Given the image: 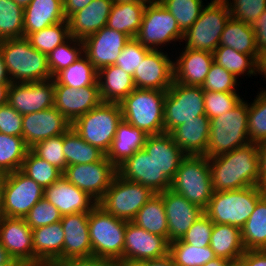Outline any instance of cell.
Returning <instances> with one entry per match:
<instances>
[{
	"instance_id": "6da1fadb",
	"label": "cell",
	"mask_w": 266,
	"mask_h": 266,
	"mask_svg": "<svg viewBox=\"0 0 266 266\" xmlns=\"http://www.w3.org/2000/svg\"><path fill=\"white\" fill-rule=\"evenodd\" d=\"M214 192L260 186L258 145L249 143L228 153L208 158Z\"/></svg>"
},
{
	"instance_id": "7a4b0ae2",
	"label": "cell",
	"mask_w": 266,
	"mask_h": 266,
	"mask_svg": "<svg viewBox=\"0 0 266 266\" xmlns=\"http://www.w3.org/2000/svg\"><path fill=\"white\" fill-rule=\"evenodd\" d=\"M0 48L12 83L40 82L53 78L47 55L32 47L26 37L1 40Z\"/></svg>"
},
{
	"instance_id": "3957f363",
	"label": "cell",
	"mask_w": 266,
	"mask_h": 266,
	"mask_svg": "<svg viewBox=\"0 0 266 266\" xmlns=\"http://www.w3.org/2000/svg\"><path fill=\"white\" fill-rule=\"evenodd\" d=\"M248 101L244 98L230 111L210 119L206 156L216 157L250 143Z\"/></svg>"
},
{
	"instance_id": "277c9868",
	"label": "cell",
	"mask_w": 266,
	"mask_h": 266,
	"mask_svg": "<svg viewBox=\"0 0 266 266\" xmlns=\"http://www.w3.org/2000/svg\"><path fill=\"white\" fill-rule=\"evenodd\" d=\"M167 90L135 88L119 104L123 120L147 135L164 133V99Z\"/></svg>"
},
{
	"instance_id": "5b68a950",
	"label": "cell",
	"mask_w": 266,
	"mask_h": 266,
	"mask_svg": "<svg viewBox=\"0 0 266 266\" xmlns=\"http://www.w3.org/2000/svg\"><path fill=\"white\" fill-rule=\"evenodd\" d=\"M126 224V220L110 215L97 204L89 212L88 218L92 256L112 260L123 266Z\"/></svg>"
},
{
	"instance_id": "8992f818",
	"label": "cell",
	"mask_w": 266,
	"mask_h": 266,
	"mask_svg": "<svg viewBox=\"0 0 266 266\" xmlns=\"http://www.w3.org/2000/svg\"><path fill=\"white\" fill-rule=\"evenodd\" d=\"M263 195L262 186L213 192L204 213L213 223L228 224L241 229Z\"/></svg>"
},
{
	"instance_id": "52a82bcc",
	"label": "cell",
	"mask_w": 266,
	"mask_h": 266,
	"mask_svg": "<svg viewBox=\"0 0 266 266\" xmlns=\"http://www.w3.org/2000/svg\"><path fill=\"white\" fill-rule=\"evenodd\" d=\"M122 120V110L119 103L101 102L86 114L78 117L72 123L71 128L84 141L106 155Z\"/></svg>"
},
{
	"instance_id": "ba28073f",
	"label": "cell",
	"mask_w": 266,
	"mask_h": 266,
	"mask_svg": "<svg viewBox=\"0 0 266 266\" xmlns=\"http://www.w3.org/2000/svg\"><path fill=\"white\" fill-rule=\"evenodd\" d=\"M170 189L205 210L214 192L208 157L186 155L171 180Z\"/></svg>"
},
{
	"instance_id": "9c48e42d",
	"label": "cell",
	"mask_w": 266,
	"mask_h": 266,
	"mask_svg": "<svg viewBox=\"0 0 266 266\" xmlns=\"http://www.w3.org/2000/svg\"><path fill=\"white\" fill-rule=\"evenodd\" d=\"M201 10L199 18L184 33L183 47L213 53L219 46L221 34L230 18L224 0H210ZM185 44V45H184Z\"/></svg>"
},
{
	"instance_id": "30bf717a",
	"label": "cell",
	"mask_w": 266,
	"mask_h": 266,
	"mask_svg": "<svg viewBox=\"0 0 266 266\" xmlns=\"http://www.w3.org/2000/svg\"><path fill=\"white\" fill-rule=\"evenodd\" d=\"M183 37L176 19L158 0L146 5L140 30L135 37L143 46L151 50H166L165 47L170 44L176 46V41L181 46Z\"/></svg>"
},
{
	"instance_id": "8fae6325",
	"label": "cell",
	"mask_w": 266,
	"mask_h": 266,
	"mask_svg": "<svg viewBox=\"0 0 266 266\" xmlns=\"http://www.w3.org/2000/svg\"><path fill=\"white\" fill-rule=\"evenodd\" d=\"M44 189L21 170L4 174L1 184L0 216L25 218L43 198Z\"/></svg>"
},
{
	"instance_id": "7c38bea8",
	"label": "cell",
	"mask_w": 266,
	"mask_h": 266,
	"mask_svg": "<svg viewBox=\"0 0 266 266\" xmlns=\"http://www.w3.org/2000/svg\"><path fill=\"white\" fill-rule=\"evenodd\" d=\"M155 194L149 187L123 179L117 174L97 204L114 217L132 221Z\"/></svg>"
},
{
	"instance_id": "4fadbf2b",
	"label": "cell",
	"mask_w": 266,
	"mask_h": 266,
	"mask_svg": "<svg viewBox=\"0 0 266 266\" xmlns=\"http://www.w3.org/2000/svg\"><path fill=\"white\" fill-rule=\"evenodd\" d=\"M200 115H205L202 87L173 81L164 99V133Z\"/></svg>"
},
{
	"instance_id": "5bb4252c",
	"label": "cell",
	"mask_w": 266,
	"mask_h": 266,
	"mask_svg": "<svg viewBox=\"0 0 266 266\" xmlns=\"http://www.w3.org/2000/svg\"><path fill=\"white\" fill-rule=\"evenodd\" d=\"M117 174V167L105 155L98 162L69 165L62 176L98 202Z\"/></svg>"
},
{
	"instance_id": "9a60e30c",
	"label": "cell",
	"mask_w": 266,
	"mask_h": 266,
	"mask_svg": "<svg viewBox=\"0 0 266 266\" xmlns=\"http://www.w3.org/2000/svg\"><path fill=\"white\" fill-rule=\"evenodd\" d=\"M169 241L127 221L123 247V266L163 257L169 253Z\"/></svg>"
},
{
	"instance_id": "2e32d148",
	"label": "cell",
	"mask_w": 266,
	"mask_h": 266,
	"mask_svg": "<svg viewBox=\"0 0 266 266\" xmlns=\"http://www.w3.org/2000/svg\"><path fill=\"white\" fill-rule=\"evenodd\" d=\"M7 103L22 115L54 107V79L11 83Z\"/></svg>"
},
{
	"instance_id": "e0dca14e",
	"label": "cell",
	"mask_w": 266,
	"mask_h": 266,
	"mask_svg": "<svg viewBox=\"0 0 266 266\" xmlns=\"http://www.w3.org/2000/svg\"><path fill=\"white\" fill-rule=\"evenodd\" d=\"M169 54L165 50H151L133 74L135 87L168 90L174 81V57Z\"/></svg>"
},
{
	"instance_id": "ac0fdd59",
	"label": "cell",
	"mask_w": 266,
	"mask_h": 266,
	"mask_svg": "<svg viewBox=\"0 0 266 266\" xmlns=\"http://www.w3.org/2000/svg\"><path fill=\"white\" fill-rule=\"evenodd\" d=\"M130 39L126 34L104 26L82 40L84 55L99 71L102 67L115 65L116 59Z\"/></svg>"
},
{
	"instance_id": "d6986e66",
	"label": "cell",
	"mask_w": 266,
	"mask_h": 266,
	"mask_svg": "<svg viewBox=\"0 0 266 266\" xmlns=\"http://www.w3.org/2000/svg\"><path fill=\"white\" fill-rule=\"evenodd\" d=\"M118 175L131 182L149 187L158 194L170 189L171 180L158 169L144 149L136 151L117 167Z\"/></svg>"
},
{
	"instance_id": "ffe728a7",
	"label": "cell",
	"mask_w": 266,
	"mask_h": 266,
	"mask_svg": "<svg viewBox=\"0 0 266 266\" xmlns=\"http://www.w3.org/2000/svg\"><path fill=\"white\" fill-rule=\"evenodd\" d=\"M0 243L22 266L34 262L32 229L24 218L0 216Z\"/></svg>"
},
{
	"instance_id": "44dd1931",
	"label": "cell",
	"mask_w": 266,
	"mask_h": 266,
	"mask_svg": "<svg viewBox=\"0 0 266 266\" xmlns=\"http://www.w3.org/2000/svg\"><path fill=\"white\" fill-rule=\"evenodd\" d=\"M102 102L99 85L79 89L54 84V107L72 124Z\"/></svg>"
},
{
	"instance_id": "7402d4cb",
	"label": "cell",
	"mask_w": 266,
	"mask_h": 266,
	"mask_svg": "<svg viewBox=\"0 0 266 266\" xmlns=\"http://www.w3.org/2000/svg\"><path fill=\"white\" fill-rule=\"evenodd\" d=\"M71 123L55 108L23 115L22 137L30 149L35 144L54 136L63 135Z\"/></svg>"
},
{
	"instance_id": "603a6c76",
	"label": "cell",
	"mask_w": 266,
	"mask_h": 266,
	"mask_svg": "<svg viewBox=\"0 0 266 266\" xmlns=\"http://www.w3.org/2000/svg\"><path fill=\"white\" fill-rule=\"evenodd\" d=\"M158 194L162 197L168 221V241L181 239L192 224L204 214V210L171 189Z\"/></svg>"
},
{
	"instance_id": "cb8c5ba5",
	"label": "cell",
	"mask_w": 266,
	"mask_h": 266,
	"mask_svg": "<svg viewBox=\"0 0 266 266\" xmlns=\"http://www.w3.org/2000/svg\"><path fill=\"white\" fill-rule=\"evenodd\" d=\"M43 197L52 203L62 216L89 213L97 205V201L88 193L68 182L63 176L44 188Z\"/></svg>"
},
{
	"instance_id": "d4e9b609",
	"label": "cell",
	"mask_w": 266,
	"mask_h": 266,
	"mask_svg": "<svg viewBox=\"0 0 266 266\" xmlns=\"http://www.w3.org/2000/svg\"><path fill=\"white\" fill-rule=\"evenodd\" d=\"M173 59L174 81L183 85L202 86L214 62L213 53L208 51L178 48Z\"/></svg>"
},
{
	"instance_id": "484cf974",
	"label": "cell",
	"mask_w": 266,
	"mask_h": 266,
	"mask_svg": "<svg viewBox=\"0 0 266 266\" xmlns=\"http://www.w3.org/2000/svg\"><path fill=\"white\" fill-rule=\"evenodd\" d=\"M89 213H75L62 216L64 231L63 259L92 256L88 229Z\"/></svg>"
},
{
	"instance_id": "4316f807",
	"label": "cell",
	"mask_w": 266,
	"mask_h": 266,
	"mask_svg": "<svg viewBox=\"0 0 266 266\" xmlns=\"http://www.w3.org/2000/svg\"><path fill=\"white\" fill-rule=\"evenodd\" d=\"M113 0H93L69 19V35L83 40L107 25Z\"/></svg>"
},
{
	"instance_id": "83f0119b",
	"label": "cell",
	"mask_w": 266,
	"mask_h": 266,
	"mask_svg": "<svg viewBox=\"0 0 266 266\" xmlns=\"http://www.w3.org/2000/svg\"><path fill=\"white\" fill-rule=\"evenodd\" d=\"M210 132V119L206 115L187 121L169 134L186 155H205Z\"/></svg>"
},
{
	"instance_id": "f1b7e54d",
	"label": "cell",
	"mask_w": 266,
	"mask_h": 266,
	"mask_svg": "<svg viewBox=\"0 0 266 266\" xmlns=\"http://www.w3.org/2000/svg\"><path fill=\"white\" fill-rule=\"evenodd\" d=\"M143 149L170 180L174 178L182 159L186 156L169 133L148 135Z\"/></svg>"
},
{
	"instance_id": "f546056e",
	"label": "cell",
	"mask_w": 266,
	"mask_h": 266,
	"mask_svg": "<svg viewBox=\"0 0 266 266\" xmlns=\"http://www.w3.org/2000/svg\"><path fill=\"white\" fill-rule=\"evenodd\" d=\"M65 20L63 0H33L24 8V37Z\"/></svg>"
},
{
	"instance_id": "4dcf8cb0",
	"label": "cell",
	"mask_w": 266,
	"mask_h": 266,
	"mask_svg": "<svg viewBox=\"0 0 266 266\" xmlns=\"http://www.w3.org/2000/svg\"><path fill=\"white\" fill-rule=\"evenodd\" d=\"M97 82L102 102L120 103L136 88L133 76L117 65L102 67Z\"/></svg>"
},
{
	"instance_id": "1f68e13d",
	"label": "cell",
	"mask_w": 266,
	"mask_h": 266,
	"mask_svg": "<svg viewBox=\"0 0 266 266\" xmlns=\"http://www.w3.org/2000/svg\"><path fill=\"white\" fill-rule=\"evenodd\" d=\"M34 262L63 259L64 231L61 222L32 230Z\"/></svg>"
},
{
	"instance_id": "d6a6232c",
	"label": "cell",
	"mask_w": 266,
	"mask_h": 266,
	"mask_svg": "<svg viewBox=\"0 0 266 266\" xmlns=\"http://www.w3.org/2000/svg\"><path fill=\"white\" fill-rule=\"evenodd\" d=\"M147 136L141 129L122 120L106 157L118 167L136 151L143 149Z\"/></svg>"
},
{
	"instance_id": "836d02e7",
	"label": "cell",
	"mask_w": 266,
	"mask_h": 266,
	"mask_svg": "<svg viewBox=\"0 0 266 266\" xmlns=\"http://www.w3.org/2000/svg\"><path fill=\"white\" fill-rule=\"evenodd\" d=\"M209 246L216 257L229 261L240 259L245 252L241 229L228 224L214 223Z\"/></svg>"
},
{
	"instance_id": "e575fe53",
	"label": "cell",
	"mask_w": 266,
	"mask_h": 266,
	"mask_svg": "<svg viewBox=\"0 0 266 266\" xmlns=\"http://www.w3.org/2000/svg\"><path fill=\"white\" fill-rule=\"evenodd\" d=\"M147 4L149 3L114 2L106 26L126 34L131 39L135 38L140 30Z\"/></svg>"
},
{
	"instance_id": "d590c367",
	"label": "cell",
	"mask_w": 266,
	"mask_h": 266,
	"mask_svg": "<svg viewBox=\"0 0 266 266\" xmlns=\"http://www.w3.org/2000/svg\"><path fill=\"white\" fill-rule=\"evenodd\" d=\"M219 46L231 47L240 53L252 55L259 61L253 28L243 21L229 18L221 34Z\"/></svg>"
},
{
	"instance_id": "8d00e7d4",
	"label": "cell",
	"mask_w": 266,
	"mask_h": 266,
	"mask_svg": "<svg viewBox=\"0 0 266 266\" xmlns=\"http://www.w3.org/2000/svg\"><path fill=\"white\" fill-rule=\"evenodd\" d=\"M245 250L266 249V195L258 201L254 211L241 228Z\"/></svg>"
},
{
	"instance_id": "74e56055",
	"label": "cell",
	"mask_w": 266,
	"mask_h": 266,
	"mask_svg": "<svg viewBox=\"0 0 266 266\" xmlns=\"http://www.w3.org/2000/svg\"><path fill=\"white\" fill-rule=\"evenodd\" d=\"M214 62L219 64L237 79L242 76H257L258 61L248 54L235 51L231 47L218 46L213 52Z\"/></svg>"
},
{
	"instance_id": "f35d334b",
	"label": "cell",
	"mask_w": 266,
	"mask_h": 266,
	"mask_svg": "<svg viewBox=\"0 0 266 266\" xmlns=\"http://www.w3.org/2000/svg\"><path fill=\"white\" fill-rule=\"evenodd\" d=\"M132 222L146 231L163 236L168 240V221L163 200L159 194H155L145 203Z\"/></svg>"
},
{
	"instance_id": "ab89813d",
	"label": "cell",
	"mask_w": 266,
	"mask_h": 266,
	"mask_svg": "<svg viewBox=\"0 0 266 266\" xmlns=\"http://www.w3.org/2000/svg\"><path fill=\"white\" fill-rule=\"evenodd\" d=\"M53 79L54 84L79 89L86 86L98 85V70L83 55L69 67L58 72Z\"/></svg>"
},
{
	"instance_id": "60d3db41",
	"label": "cell",
	"mask_w": 266,
	"mask_h": 266,
	"mask_svg": "<svg viewBox=\"0 0 266 266\" xmlns=\"http://www.w3.org/2000/svg\"><path fill=\"white\" fill-rule=\"evenodd\" d=\"M63 151L67 166L100 161L105 154L84 141L72 128L64 133Z\"/></svg>"
},
{
	"instance_id": "b9f144b4",
	"label": "cell",
	"mask_w": 266,
	"mask_h": 266,
	"mask_svg": "<svg viewBox=\"0 0 266 266\" xmlns=\"http://www.w3.org/2000/svg\"><path fill=\"white\" fill-rule=\"evenodd\" d=\"M28 150L23 137L0 133V172L20 170Z\"/></svg>"
},
{
	"instance_id": "7bdbcfd3",
	"label": "cell",
	"mask_w": 266,
	"mask_h": 266,
	"mask_svg": "<svg viewBox=\"0 0 266 266\" xmlns=\"http://www.w3.org/2000/svg\"><path fill=\"white\" fill-rule=\"evenodd\" d=\"M169 254L176 266H203L216 258L210 246L195 247L182 242L180 239L169 243Z\"/></svg>"
},
{
	"instance_id": "ee69618b",
	"label": "cell",
	"mask_w": 266,
	"mask_h": 266,
	"mask_svg": "<svg viewBox=\"0 0 266 266\" xmlns=\"http://www.w3.org/2000/svg\"><path fill=\"white\" fill-rule=\"evenodd\" d=\"M69 37V23L67 19L26 36L32 47L47 56Z\"/></svg>"
},
{
	"instance_id": "f6af8a7d",
	"label": "cell",
	"mask_w": 266,
	"mask_h": 266,
	"mask_svg": "<svg viewBox=\"0 0 266 266\" xmlns=\"http://www.w3.org/2000/svg\"><path fill=\"white\" fill-rule=\"evenodd\" d=\"M24 36V9L13 0H0V41Z\"/></svg>"
},
{
	"instance_id": "bcb514c9",
	"label": "cell",
	"mask_w": 266,
	"mask_h": 266,
	"mask_svg": "<svg viewBox=\"0 0 266 266\" xmlns=\"http://www.w3.org/2000/svg\"><path fill=\"white\" fill-rule=\"evenodd\" d=\"M84 55V44L80 39L70 36L58 45L48 56V67L52 77L61 70L69 67Z\"/></svg>"
},
{
	"instance_id": "7dc6e473",
	"label": "cell",
	"mask_w": 266,
	"mask_h": 266,
	"mask_svg": "<svg viewBox=\"0 0 266 266\" xmlns=\"http://www.w3.org/2000/svg\"><path fill=\"white\" fill-rule=\"evenodd\" d=\"M20 170L43 189L49 187L63 175L58 168L36 156L30 149L26 153Z\"/></svg>"
},
{
	"instance_id": "c3c4849f",
	"label": "cell",
	"mask_w": 266,
	"mask_h": 266,
	"mask_svg": "<svg viewBox=\"0 0 266 266\" xmlns=\"http://www.w3.org/2000/svg\"><path fill=\"white\" fill-rule=\"evenodd\" d=\"M259 89L254 100L248 102V137L256 144L266 140V89Z\"/></svg>"
},
{
	"instance_id": "681fc988",
	"label": "cell",
	"mask_w": 266,
	"mask_h": 266,
	"mask_svg": "<svg viewBox=\"0 0 266 266\" xmlns=\"http://www.w3.org/2000/svg\"><path fill=\"white\" fill-rule=\"evenodd\" d=\"M176 19L178 27L185 33L199 18L206 5L204 0H158Z\"/></svg>"
},
{
	"instance_id": "f907efd6",
	"label": "cell",
	"mask_w": 266,
	"mask_h": 266,
	"mask_svg": "<svg viewBox=\"0 0 266 266\" xmlns=\"http://www.w3.org/2000/svg\"><path fill=\"white\" fill-rule=\"evenodd\" d=\"M64 134L45 139L30 148L39 158L58 168L62 173L66 169V159L63 151Z\"/></svg>"
},
{
	"instance_id": "816d5d0a",
	"label": "cell",
	"mask_w": 266,
	"mask_h": 266,
	"mask_svg": "<svg viewBox=\"0 0 266 266\" xmlns=\"http://www.w3.org/2000/svg\"><path fill=\"white\" fill-rule=\"evenodd\" d=\"M243 97L239 92H212L204 91L205 115L215 118L234 108Z\"/></svg>"
},
{
	"instance_id": "f5cc1de1",
	"label": "cell",
	"mask_w": 266,
	"mask_h": 266,
	"mask_svg": "<svg viewBox=\"0 0 266 266\" xmlns=\"http://www.w3.org/2000/svg\"><path fill=\"white\" fill-rule=\"evenodd\" d=\"M239 83L232 73L213 62L201 87L204 91L237 92Z\"/></svg>"
},
{
	"instance_id": "db71d44e",
	"label": "cell",
	"mask_w": 266,
	"mask_h": 266,
	"mask_svg": "<svg viewBox=\"0 0 266 266\" xmlns=\"http://www.w3.org/2000/svg\"><path fill=\"white\" fill-rule=\"evenodd\" d=\"M229 8L230 17L253 25L265 11L266 0H224Z\"/></svg>"
},
{
	"instance_id": "11a10c76",
	"label": "cell",
	"mask_w": 266,
	"mask_h": 266,
	"mask_svg": "<svg viewBox=\"0 0 266 266\" xmlns=\"http://www.w3.org/2000/svg\"><path fill=\"white\" fill-rule=\"evenodd\" d=\"M24 219L33 230L37 227L61 221L62 215L52 203L43 197L31 208Z\"/></svg>"
},
{
	"instance_id": "9f6ffc18",
	"label": "cell",
	"mask_w": 266,
	"mask_h": 266,
	"mask_svg": "<svg viewBox=\"0 0 266 266\" xmlns=\"http://www.w3.org/2000/svg\"><path fill=\"white\" fill-rule=\"evenodd\" d=\"M150 51L151 49L143 46L136 38L130 39L116 59L115 65L133 76L140 62Z\"/></svg>"
},
{
	"instance_id": "6f0895ef",
	"label": "cell",
	"mask_w": 266,
	"mask_h": 266,
	"mask_svg": "<svg viewBox=\"0 0 266 266\" xmlns=\"http://www.w3.org/2000/svg\"><path fill=\"white\" fill-rule=\"evenodd\" d=\"M213 226L214 223L204 213L192 224L180 240L195 247L209 246Z\"/></svg>"
},
{
	"instance_id": "680465c9",
	"label": "cell",
	"mask_w": 266,
	"mask_h": 266,
	"mask_svg": "<svg viewBox=\"0 0 266 266\" xmlns=\"http://www.w3.org/2000/svg\"><path fill=\"white\" fill-rule=\"evenodd\" d=\"M23 115L8 103L0 106V133L22 137Z\"/></svg>"
},
{
	"instance_id": "91938a15",
	"label": "cell",
	"mask_w": 266,
	"mask_h": 266,
	"mask_svg": "<svg viewBox=\"0 0 266 266\" xmlns=\"http://www.w3.org/2000/svg\"><path fill=\"white\" fill-rule=\"evenodd\" d=\"M60 266H119L117 262L95 256L56 260Z\"/></svg>"
},
{
	"instance_id": "94428289",
	"label": "cell",
	"mask_w": 266,
	"mask_h": 266,
	"mask_svg": "<svg viewBox=\"0 0 266 266\" xmlns=\"http://www.w3.org/2000/svg\"><path fill=\"white\" fill-rule=\"evenodd\" d=\"M259 55L266 50V9L252 25Z\"/></svg>"
},
{
	"instance_id": "6125c7cd",
	"label": "cell",
	"mask_w": 266,
	"mask_h": 266,
	"mask_svg": "<svg viewBox=\"0 0 266 266\" xmlns=\"http://www.w3.org/2000/svg\"><path fill=\"white\" fill-rule=\"evenodd\" d=\"M240 259L244 266H266V249L245 250Z\"/></svg>"
},
{
	"instance_id": "be15d7a7",
	"label": "cell",
	"mask_w": 266,
	"mask_h": 266,
	"mask_svg": "<svg viewBox=\"0 0 266 266\" xmlns=\"http://www.w3.org/2000/svg\"><path fill=\"white\" fill-rule=\"evenodd\" d=\"M93 0H63L64 14L68 20L74 13L88 6Z\"/></svg>"
},
{
	"instance_id": "e7e4bbea",
	"label": "cell",
	"mask_w": 266,
	"mask_h": 266,
	"mask_svg": "<svg viewBox=\"0 0 266 266\" xmlns=\"http://www.w3.org/2000/svg\"><path fill=\"white\" fill-rule=\"evenodd\" d=\"M130 266H176L171 255L168 253L167 255L150 260H143L131 264Z\"/></svg>"
},
{
	"instance_id": "03108f58",
	"label": "cell",
	"mask_w": 266,
	"mask_h": 266,
	"mask_svg": "<svg viewBox=\"0 0 266 266\" xmlns=\"http://www.w3.org/2000/svg\"><path fill=\"white\" fill-rule=\"evenodd\" d=\"M259 165H260V186L266 181V140L258 144Z\"/></svg>"
},
{
	"instance_id": "003e7915",
	"label": "cell",
	"mask_w": 266,
	"mask_h": 266,
	"mask_svg": "<svg viewBox=\"0 0 266 266\" xmlns=\"http://www.w3.org/2000/svg\"><path fill=\"white\" fill-rule=\"evenodd\" d=\"M12 80L8 75L6 65L2 56V50L0 48V84H11Z\"/></svg>"
},
{
	"instance_id": "a7ac6f4b",
	"label": "cell",
	"mask_w": 266,
	"mask_h": 266,
	"mask_svg": "<svg viewBox=\"0 0 266 266\" xmlns=\"http://www.w3.org/2000/svg\"><path fill=\"white\" fill-rule=\"evenodd\" d=\"M4 264H20L19 262L13 260L9 253L7 252L6 248L1 245L0 243V265Z\"/></svg>"
},
{
	"instance_id": "89a4df30",
	"label": "cell",
	"mask_w": 266,
	"mask_h": 266,
	"mask_svg": "<svg viewBox=\"0 0 266 266\" xmlns=\"http://www.w3.org/2000/svg\"><path fill=\"white\" fill-rule=\"evenodd\" d=\"M258 74L262 75L264 81H266V50L260 54V58L258 61Z\"/></svg>"
},
{
	"instance_id": "2644e50d",
	"label": "cell",
	"mask_w": 266,
	"mask_h": 266,
	"mask_svg": "<svg viewBox=\"0 0 266 266\" xmlns=\"http://www.w3.org/2000/svg\"><path fill=\"white\" fill-rule=\"evenodd\" d=\"M11 84H0V106L7 104L8 88Z\"/></svg>"
},
{
	"instance_id": "8c879c8a",
	"label": "cell",
	"mask_w": 266,
	"mask_h": 266,
	"mask_svg": "<svg viewBox=\"0 0 266 266\" xmlns=\"http://www.w3.org/2000/svg\"><path fill=\"white\" fill-rule=\"evenodd\" d=\"M228 262L229 260L216 257L210 260L209 262H207L206 264H204L203 266H227Z\"/></svg>"
},
{
	"instance_id": "753ad0ef",
	"label": "cell",
	"mask_w": 266,
	"mask_h": 266,
	"mask_svg": "<svg viewBox=\"0 0 266 266\" xmlns=\"http://www.w3.org/2000/svg\"><path fill=\"white\" fill-rule=\"evenodd\" d=\"M24 266H60L56 261H36Z\"/></svg>"
},
{
	"instance_id": "34e18365",
	"label": "cell",
	"mask_w": 266,
	"mask_h": 266,
	"mask_svg": "<svg viewBox=\"0 0 266 266\" xmlns=\"http://www.w3.org/2000/svg\"><path fill=\"white\" fill-rule=\"evenodd\" d=\"M154 0H113V2L119 3H151Z\"/></svg>"
},
{
	"instance_id": "11e5206c",
	"label": "cell",
	"mask_w": 266,
	"mask_h": 266,
	"mask_svg": "<svg viewBox=\"0 0 266 266\" xmlns=\"http://www.w3.org/2000/svg\"><path fill=\"white\" fill-rule=\"evenodd\" d=\"M17 5L23 9L26 8L33 0H13Z\"/></svg>"
},
{
	"instance_id": "2a66077c",
	"label": "cell",
	"mask_w": 266,
	"mask_h": 266,
	"mask_svg": "<svg viewBox=\"0 0 266 266\" xmlns=\"http://www.w3.org/2000/svg\"><path fill=\"white\" fill-rule=\"evenodd\" d=\"M227 266H244L243 261L241 259L232 260L227 263Z\"/></svg>"
},
{
	"instance_id": "b9fcfbb0",
	"label": "cell",
	"mask_w": 266,
	"mask_h": 266,
	"mask_svg": "<svg viewBox=\"0 0 266 266\" xmlns=\"http://www.w3.org/2000/svg\"><path fill=\"white\" fill-rule=\"evenodd\" d=\"M4 174L0 172V195H1V184L3 180Z\"/></svg>"
},
{
	"instance_id": "09005b40",
	"label": "cell",
	"mask_w": 266,
	"mask_h": 266,
	"mask_svg": "<svg viewBox=\"0 0 266 266\" xmlns=\"http://www.w3.org/2000/svg\"><path fill=\"white\" fill-rule=\"evenodd\" d=\"M0 266H22L21 264H4Z\"/></svg>"
},
{
	"instance_id": "979ff035",
	"label": "cell",
	"mask_w": 266,
	"mask_h": 266,
	"mask_svg": "<svg viewBox=\"0 0 266 266\" xmlns=\"http://www.w3.org/2000/svg\"><path fill=\"white\" fill-rule=\"evenodd\" d=\"M263 190H264V194L266 195V181L262 184Z\"/></svg>"
}]
</instances>
